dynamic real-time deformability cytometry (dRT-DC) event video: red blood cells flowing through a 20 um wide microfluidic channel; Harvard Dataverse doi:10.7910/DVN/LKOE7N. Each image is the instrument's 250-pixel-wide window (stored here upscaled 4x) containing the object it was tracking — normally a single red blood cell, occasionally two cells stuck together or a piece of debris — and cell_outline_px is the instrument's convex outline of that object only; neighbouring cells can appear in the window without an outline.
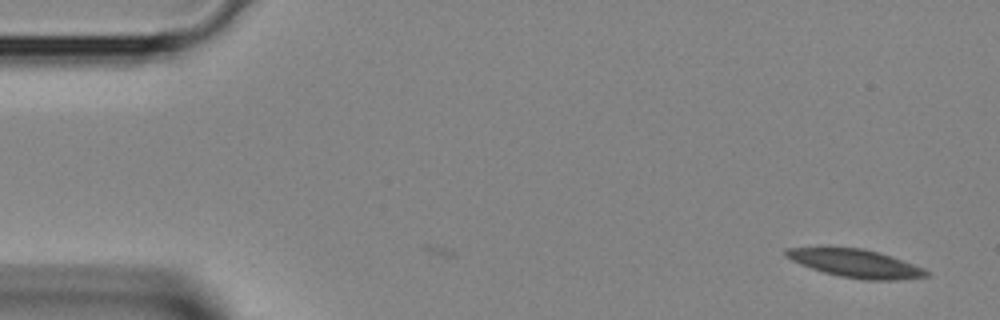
{"species": "Egyptian fruit bat (a non-hibernating species)", "species_latin": "Rousettus aegyptiacus", "temperature_condition": "room temperature", "stored_images_in_passage": 4, "camera_frame_rate_fps": 3000, "um_per_image_px": 0.085, "animal": {"sex": "female"}, "frame": {"image": 1, "passage_image": 1, "time_ms": 0.0, "image_size_px": [1000, 320], "cell_outline_px": [[928, 276], [900, 280], [864, 280], [840, 276], [824, 272], [800, 264], [784, 256], [784, 248], [864, 248], [924, 268], [928, 272]], "centroid_in_image_um": [72.71, 22.4], "position_along_channel_um": 12.3, "area_um2": 22.48}}
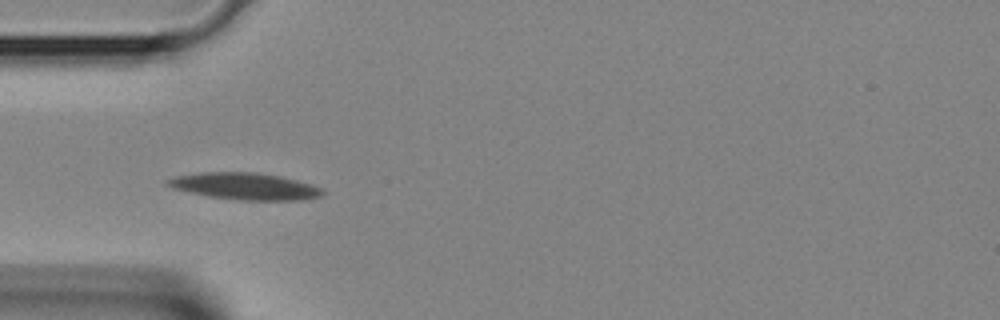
{"frame": {"image": 2, "passage_image": 4, "time_ms": 1.0, "image_size_px": [1000, 320], "cell_outline_px": [[324, 192], [320, 196], [300, 200], [240, 200], [208, 196], [172, 188], [164, 184], [164, 180], [172, 176], [200, 172], [256, 172], [280, 176], [312, 184], [324, 188]], "centroid_in_image_um": [20.77, 15.82], "position_along_channel_um": 64.2, "area_um2": 24.39}}